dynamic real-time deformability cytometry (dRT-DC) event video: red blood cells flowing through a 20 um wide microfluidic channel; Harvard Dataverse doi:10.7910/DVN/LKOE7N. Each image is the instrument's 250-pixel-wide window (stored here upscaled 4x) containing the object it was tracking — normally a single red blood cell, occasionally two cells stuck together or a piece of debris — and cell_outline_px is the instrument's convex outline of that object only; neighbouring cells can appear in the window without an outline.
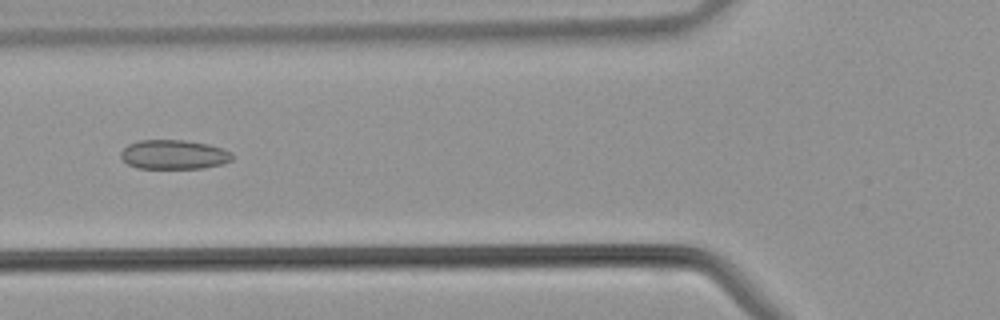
{"species": "common noctule bat (a hibernating species)", "species_latin": "Nyctalus noctula", "temperature_condition": "warm", "stored_images_in_passage": 40, "camera_frame_rate_fps": 3000, "um_per_image_px": 0.085, "animal": {"sex": "male", "body_mass_g": 21.5, "forearm_length_mm": 52.0}, "frame": {"image": 1, "passage_image": 14, "time_ms": 4.333, "image_size_px": [1000, 320], "cell_outline_px": [[236, 156], [232, 160], [224, 164], [204, 168], [136, 168], [128, 164], [120, 156], [120, 152], [128, 144], [140, 140], [184, 140], [208, 144], [232, 152]], "centroid_in_image_um": [14.81, 13.14], "position_along_channel_um": 111.0, "area_um2": 19.19}}
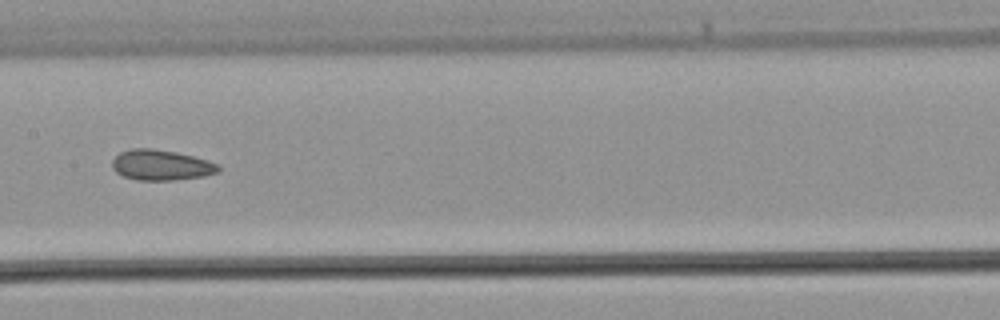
{"frame": {"image": 2, "passage_image": 19, "time_ms": 6.0, "image_size_px": [1000, 320], "cell_outline_px": [[220, 172], [204, 176], [172, 180], [136, 180], [124, 176], [116, 172], [112, 168], [112, 160], [120, 152], [132, 148], [152, 148], [176, 152], [192, 156], [216, 164], [220, 168]], "centroid_in_image_um": [13.66, 14.03], "position_along_channel_um": 193.7, "area_um2": 18.73}}
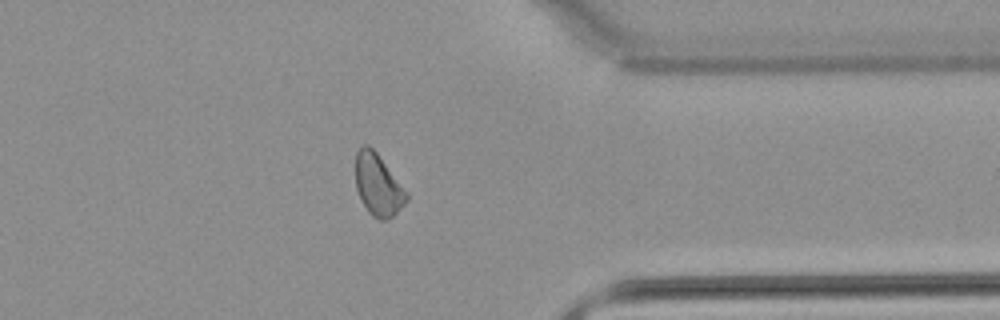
{"frame": {"image": 3, "passage_image": 31, "time_ms": 10.0, "image_size_px": [1000, 320], "cell_outline_px": [[408, 200], [392, 216], [384, 220], [380, 220], [372, 216], [368, 212], [356, 188], [356, 152], [364, 144], [368, 144], [376, 152], [408, 192]], "centroid_in_image_um": [32.14, 15.71], "position_along_channel_um": 379.3, "area_um2": 18.09}}